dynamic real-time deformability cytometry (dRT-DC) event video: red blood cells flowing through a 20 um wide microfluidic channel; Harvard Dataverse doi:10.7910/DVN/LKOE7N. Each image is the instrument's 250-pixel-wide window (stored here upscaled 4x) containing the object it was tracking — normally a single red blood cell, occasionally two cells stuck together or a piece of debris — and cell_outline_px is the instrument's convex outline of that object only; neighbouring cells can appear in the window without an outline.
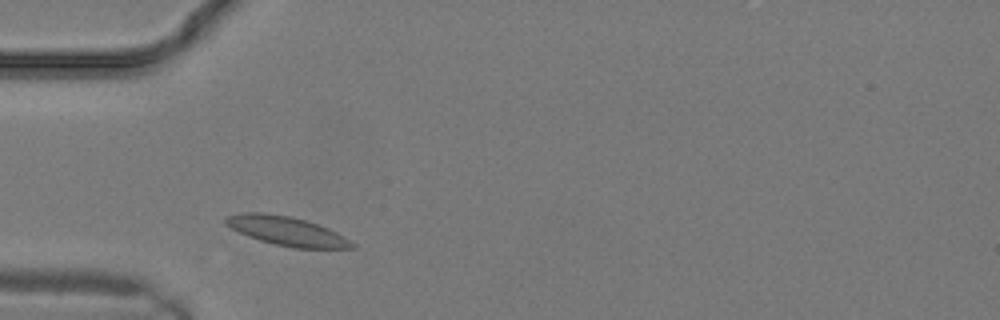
{"species": "common noctule bat (a hibernating species)", "species_latin": "Nyctalus noctula", "temperature_condition": "warm", "stored_images_in_passage": 21, "camera_frame_rate_fps": 3000, "um_per_image_px": 0.085, "animal": {"sex": "male", "body_mass_g": 19.2, "forearm_length_mm": 51.8}, "frame": {"image": 1, "passage_image": 3, "time_ms": 0.667, "image_size_px": [1000, 320], "cell_outline_px": [[356, 248], [292, 248], [260, 240], [248, 236], [224, 224], [224, 216], [240, 212], [260, 212], [292, 216], [308, 220], [328, 228], [344, 236], [356, 244]], "centroid_in_image_um": [24.37, 19.62], "position_along_channel_um": 60.6, "area_um2": 21.56}}
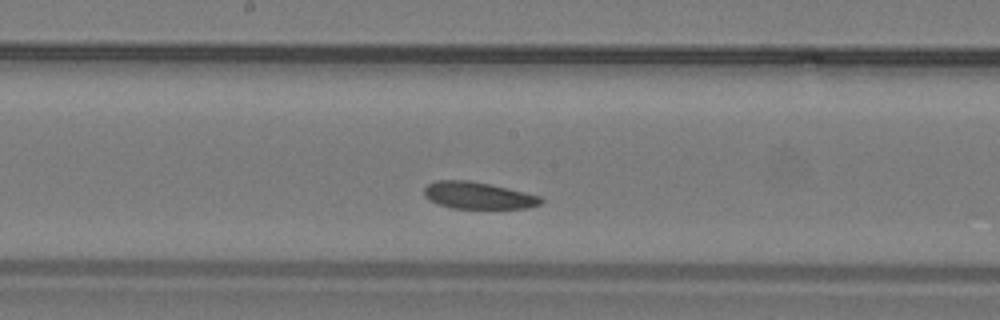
{"frame": {"image": 2, "passage_image": 9, "time_ms": 2.667, "image_size_px": [1000, 320], "cell_outline_px": [[544, 200], [540, 204], [528, 208], [452, 208], [428, 200], [424, 196], [424, 188], [428, 184], [436, 180], [468, 180], [488, 184], [540, 196]], "centroid_in_image_um": [40.6, 16.62], "position_along_channel_um": 207.6, "area_um2": 18.09}}
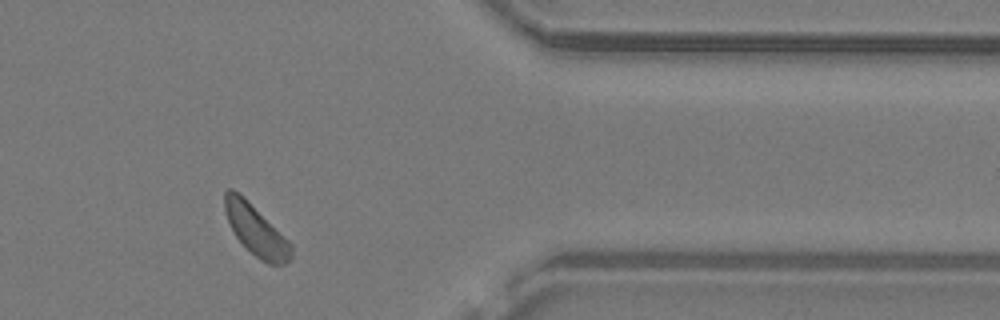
{"frame": {"image": 3, "passage_image": 17, "time_ms": 5.333, "image_size_px": [1000, 320], "cell_outline_px": [[292, 256], [284, 264], [268, 264], [260, 260], [236, 236], [224, 212], [224, 192], [228, 188], [232, 188], [244, 196], [292, 244]], "centroid_in_image_um": [21.74, 19.53], "position_along_channel_um": 389.7, "area_um2": 19.25}}